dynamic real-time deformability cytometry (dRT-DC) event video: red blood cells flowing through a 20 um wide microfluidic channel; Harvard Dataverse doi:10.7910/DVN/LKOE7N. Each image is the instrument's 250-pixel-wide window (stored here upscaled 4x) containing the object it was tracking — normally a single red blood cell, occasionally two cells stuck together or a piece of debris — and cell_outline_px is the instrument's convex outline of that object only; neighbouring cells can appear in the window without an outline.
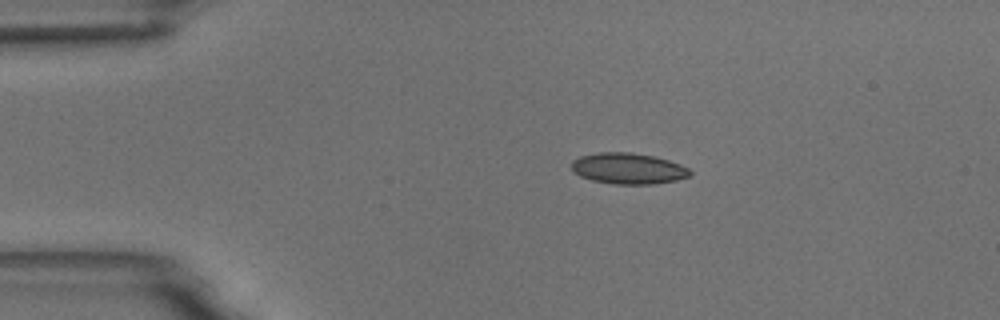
{"species": "common noctule bat (a hibernating species)", "species_latin": "Nyctalus noctula", "temperature_condition": "room temperature", "stored_images_in_passage": 3, "camera_frame_rate_fps": 3000, "um_per_image_px": 0.085, "animal": {"sex": "male", "body_mass_g": 18.8}, "frame": {"image": 1, "passage_image": 1, "time_ms": 0.0, "image_size_px": [1000, 320], "cell_outline_px": [[692, 176], [676, 180], [652, 184], [616, 184], [592, 180], [580, 176], [572, 172], [572, 160], [580, 156], [600, 152], [632, 152], [652, 156], [668, 160], [680, 164], [688, 168], [692, 172]], "centroid_in_image_um": [53.4, 14.32], "position_along_channel_um": 31.6, "area_um2": 21.44}}
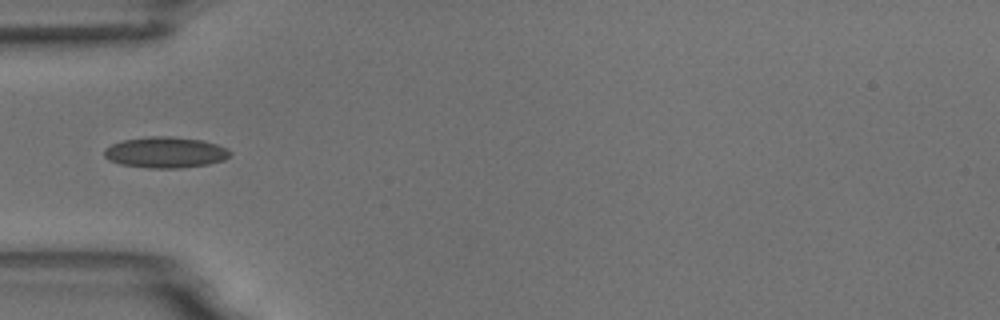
{"frame": {"image": 2, "passage_image": 3, "time_ms": 2.333, "image_size_px": [1000, 320], "cell_outline_px": [[232, 156], [224, 160], [208, 164], [180, 168], [148, 168], [120, 164], [108, 160], [104, 156], [104, 148], [112, 144], [124, 140], [148, 136], [172, 136], [204, 140], [216, 144], [232, 152]], "centroid_in_image_um": [14.06, 12.95], "position_along_channel_um": 70.9, "area_um2": 22.89}}